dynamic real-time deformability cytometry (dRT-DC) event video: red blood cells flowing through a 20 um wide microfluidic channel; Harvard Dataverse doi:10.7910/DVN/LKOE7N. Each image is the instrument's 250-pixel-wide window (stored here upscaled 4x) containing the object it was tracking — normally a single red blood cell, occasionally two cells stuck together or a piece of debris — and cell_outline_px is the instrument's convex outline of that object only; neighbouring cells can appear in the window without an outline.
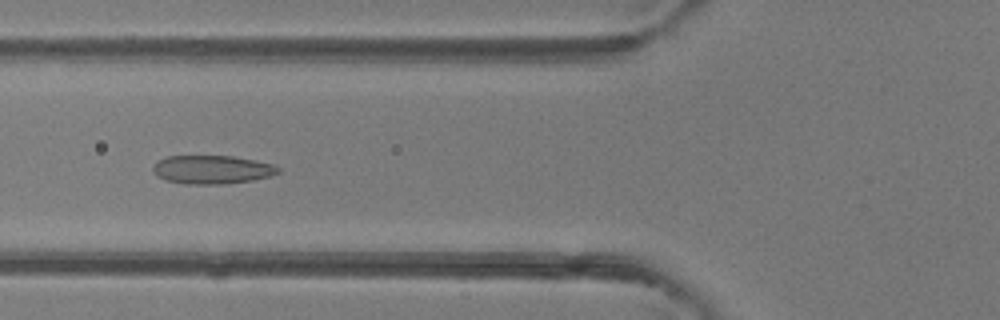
{"species": "common noctule bat (a hibernating species)", "species_latin": "Nyctalus noctula", "temperature_condition": "room temperature", "stored_images_in_passage": 9, "camera_frame_rate_fps": 3000, "um_per_image_px": 0.085, "animal": {"sex": "female"}, "frame": {"image": 1, "passage_image": 7, "time_ms": 2.0, "image_size_px": [1000, 320], "cell_outline_px": [[280, 172], [272, 176], [252, 180], [224, 184], [184, 184], [168, 180], [156, 176], [152, 168], [160, 160], [168, 156], [232, 156], [256, 160], [272, 164], [280, 168]], "centroid_in_image_um": [18.06, 14.42], "position_along_channel_um": 107.7, "area_um2": 20.75}}